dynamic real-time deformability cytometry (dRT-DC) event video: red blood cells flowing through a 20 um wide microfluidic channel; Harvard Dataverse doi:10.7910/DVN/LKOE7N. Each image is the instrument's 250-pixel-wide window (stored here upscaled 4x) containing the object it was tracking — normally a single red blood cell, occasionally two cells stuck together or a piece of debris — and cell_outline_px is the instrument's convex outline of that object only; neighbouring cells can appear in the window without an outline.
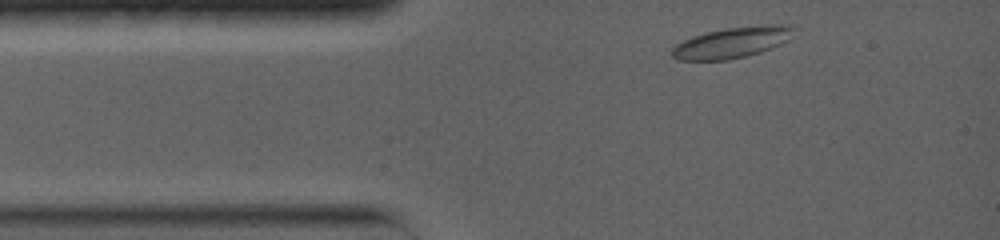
{"species": "common noctule bat (a hibernating species)", "species_latin": "Nyctalus noctula", "temperature_condition": "warm", "stored_images_in_passage": 62, "camera_frame_rate_fps": 5000, "um_per_image_px": 0.085, "animal": {"sex": "female", "body_mass_g": 19.0, "forearm_length_mm": 56.7}, "frame": {"image": 1, "passage_image": 3, "time_ms": 0.4, "image_size_px": [1000, 240], "cell_outline_px": [[792, 28], [788, 40], [772, 48], [760, 52], [728, 60], [676, 60], [672, 56], [672, 48], [676, 44], [692, 36], [724, 28], [768, 24], [792, 24]], "centroid_in_image_um": [62.2, 3.61], "position_along_channel_um": 22.8, "area_um2": 21.79}}
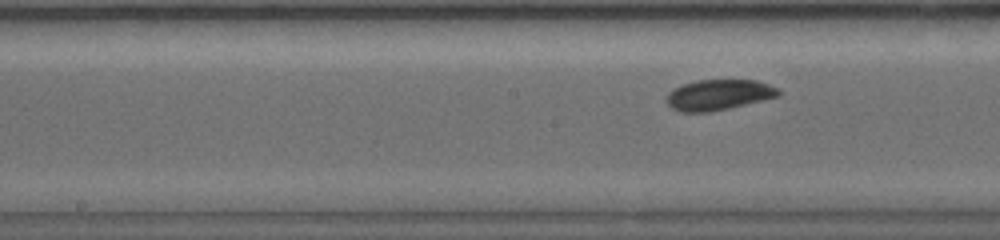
{"frame": {"image": 2, "passage_image": 29, "time_ms": 5.6, "image_size_px": [1000, 240], "cell_outline_px": [[780, 96], [728, 108], [708, 112], [680, 112], [672, 108], [668, 104], [668, 92], [672, 88], [696, 80], [756, 80], [780, 88]], "centroid_in_image_um": [61.1, 8.05], "position_along_channel_um": 187.1, "area_um2": 19.88}}
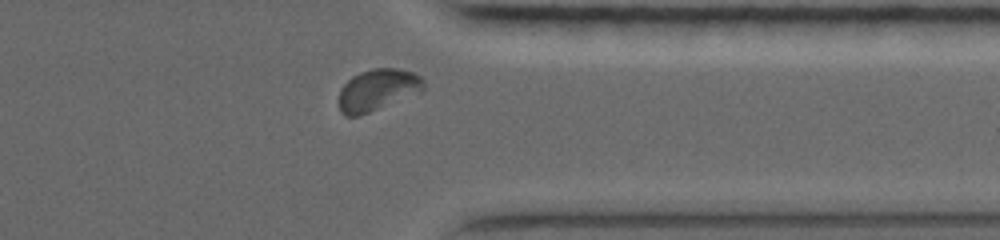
{"frame": {"image": 3, "passage_image": 55, "time_ms": 10.8, "image_size_px": [1000, 240], "cell_outline_px": [[424, 92], [360, 116], [344, 116], [340, 112], [340, 88], [352, 76], [360, 72], [372, 68], [396, 68], [412, 72], [420, 76], [424, 80]], "centroid_in_image_um": [32.13, 7.65], "position_along_channel_um": 379.3, "area_um2": 20.92}, "authors_computed_cell_mechanics": {"area_um2": 20.1144, "velocity_mm_per_s": 3.7307, "shape_relaxation_time_tau1_ms": 4.5342, "shape_relaxation_time_tau2_ms": null, "deformation_change_tau1": 0.0911, "deformation_change_tau2": null}}